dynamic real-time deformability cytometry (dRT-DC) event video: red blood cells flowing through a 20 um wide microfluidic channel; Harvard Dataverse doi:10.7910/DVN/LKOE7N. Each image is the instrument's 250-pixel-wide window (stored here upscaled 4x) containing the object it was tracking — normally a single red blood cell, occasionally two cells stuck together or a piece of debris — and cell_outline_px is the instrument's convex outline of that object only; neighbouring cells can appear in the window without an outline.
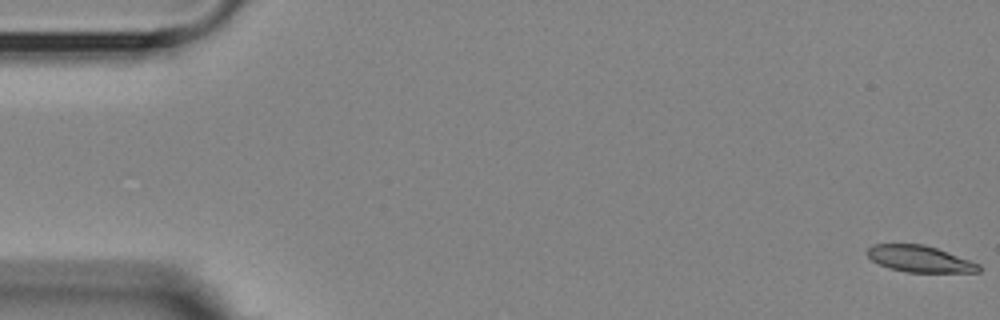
{"species": "Egyptian fruit bat (a non-hibernating species)", "species_latin": "Rousettus aegyptiacus", "temperature_condition": "room temperature", "stored_images_in_passage": 56, "camera_frame_rate_fps": 3000, "um_per_image_px": 0.085, "animal": {"sex": "female"}, "frame": {"image": 1, "passage_image": 1, "time_ms": 0.0, "image_size_px": [1000, 320], "cell_outline_px": [[984, 268], [980, 272], [908, 272], [888, 268], [872, 260], [868, 256], [868, 248], [872, 244], [924, 244], [936, 248], [980, 264]], "centroid_in_image_um": [78.2, 22.01], "position_along_channel_um": 6.8, "area_um2": 17.11}}
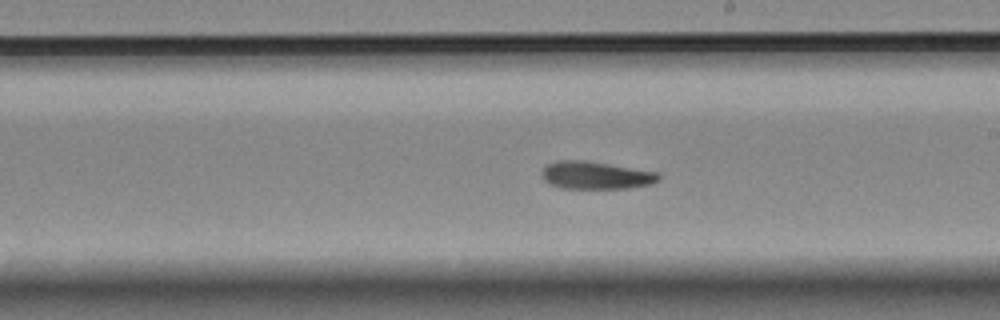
{"frame": {"image": 2, "passage_image": 32, "time_ms": 10.333, "image_size_px": [1000, 320], "cell_outline_px": [[660, 180], [648, 184], [628, 188], [560, 188], [548, 184], [540, 176], [540, 172], [548, 164], [556, 160], [584, 160], [660, 172]], "centroid_in_image_um": [50.6, 14.89], "position_along_channel_um": 238.4, "area_um2": 18.96}}
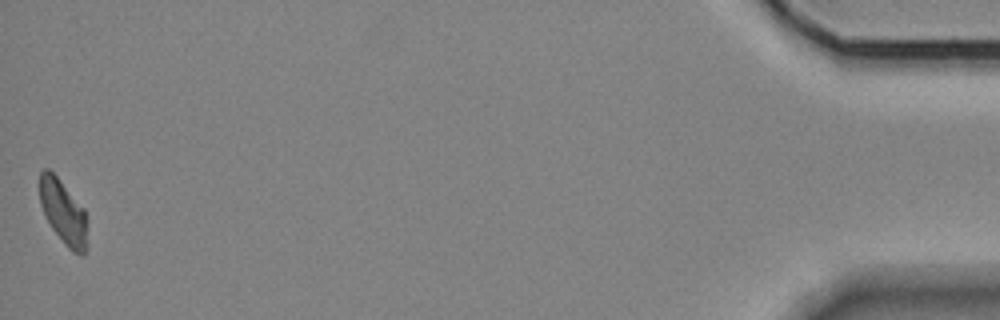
{"frame": {"image": 3, "passage_image": 56, "time_ms": 18.333, "image_size_px": [1000, 320], "cell_outline_px": [[88, 248], [84, 256], [80, 256], [72, 252], [64, 244], [52, 228], [40, 204], [40, 172], [44, 168], [48, 168], [56, 176], [84, 208], [88, 220]], "centroid_in_image_um": [5.45, 18.11], "position_along_channel_um": 429.8, "area_um2": 18.15}, "authors_computed_cell_mechanics": {"area_um2": 18.6405, "velocity_mm_per_s": 3.567, "shape_relaxation_time_tau1_ms": 10.9083, "shape_relaxation_time_tau2_ms": 8.5864, "deformation_change_tau1": 0.229, "deformation_change_tau2": 0.153}}